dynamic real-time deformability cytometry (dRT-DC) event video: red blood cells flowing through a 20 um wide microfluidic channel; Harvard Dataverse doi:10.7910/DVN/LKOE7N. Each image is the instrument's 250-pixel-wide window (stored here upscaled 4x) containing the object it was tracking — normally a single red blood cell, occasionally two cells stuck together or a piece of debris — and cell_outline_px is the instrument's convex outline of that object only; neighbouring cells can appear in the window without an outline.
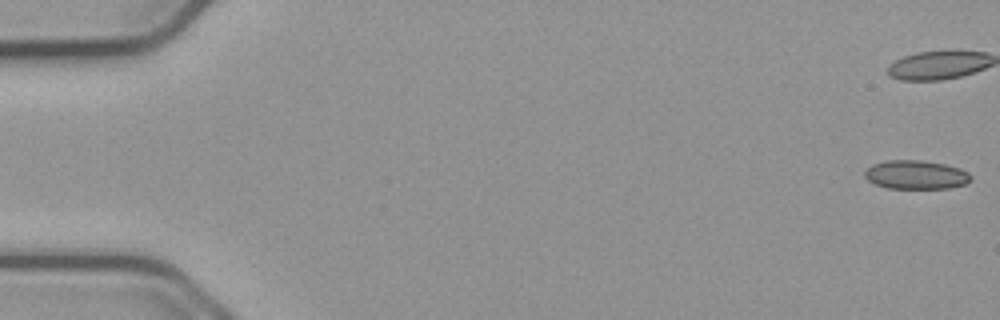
{"species": "common noctule bat (a hibernating species)", "species_latin": "Nyctalus noctula", "temperature_condition": "cold", "stored_images_in_passage": 51, "camera_frame_rate_fps": 3000, "um_per_image_px": 0.085, "animal": {"sex": "male", "body_mass_g": 23.1, "forearm_length_mm": 52.7}, "frame": {"image": 1, "passage_image": 1, "time_ms": 0.0, "image_size_px": [1000, 320], "cell_outline_px": [[972, 180], [964, 184], [948, 188], [888, 188], [876, 184], [868, 180], [864, 176], [864, 172], [872, 164], [888, 160], [920, 160], [944, 164], [960, 168], [968, 172], [972, 176]], "centroid_in_image_um": [77.86, 14.85], "position_along_channel_um": 7.1, "area_um2": 17.74}}